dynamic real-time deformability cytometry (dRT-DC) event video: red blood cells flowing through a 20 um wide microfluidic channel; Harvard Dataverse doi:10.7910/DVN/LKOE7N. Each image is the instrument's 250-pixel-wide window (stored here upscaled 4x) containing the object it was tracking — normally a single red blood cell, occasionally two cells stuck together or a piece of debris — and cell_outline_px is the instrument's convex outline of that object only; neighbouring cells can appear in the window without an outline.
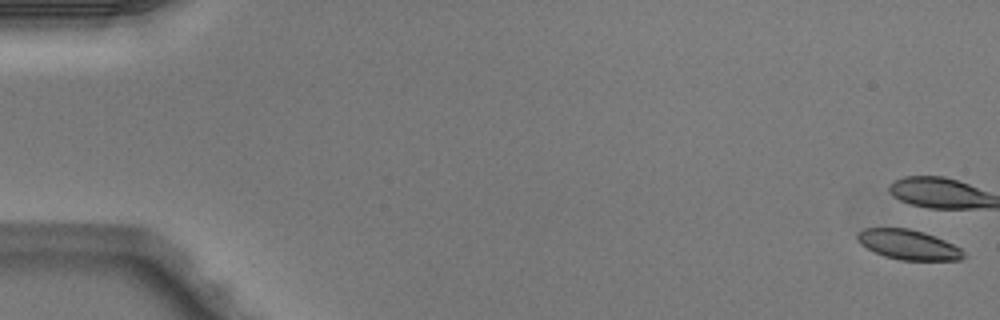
{"species": "Egyptian fruit bat (a non-hibernating species)", "species_latin": "Rousettus aegyptiacus", "temperature_condition": "warm", "stored_images_in_passage": 4, "camera_frame_rate_fps": 3000, "um_per_image_px": 0.085, "animal": {"sex": "male"}, "frame": {"image": 1, "passage_image": 1, "time_ms": 0.0, "image_size_px": [1000, 320], "cell_outline_px": [[964, 256], [960, 260], [900, 260], [884, 256], [860, 244], [856, 240], [856, 232], [864, 228], [908, 228], [924, 232], [944, 240], [960, 248], [964, 252]], "centroid_in_image_um": [77.17, 20.79], "position_along_channel_um": 7.8, "area_um2": 18.44}}